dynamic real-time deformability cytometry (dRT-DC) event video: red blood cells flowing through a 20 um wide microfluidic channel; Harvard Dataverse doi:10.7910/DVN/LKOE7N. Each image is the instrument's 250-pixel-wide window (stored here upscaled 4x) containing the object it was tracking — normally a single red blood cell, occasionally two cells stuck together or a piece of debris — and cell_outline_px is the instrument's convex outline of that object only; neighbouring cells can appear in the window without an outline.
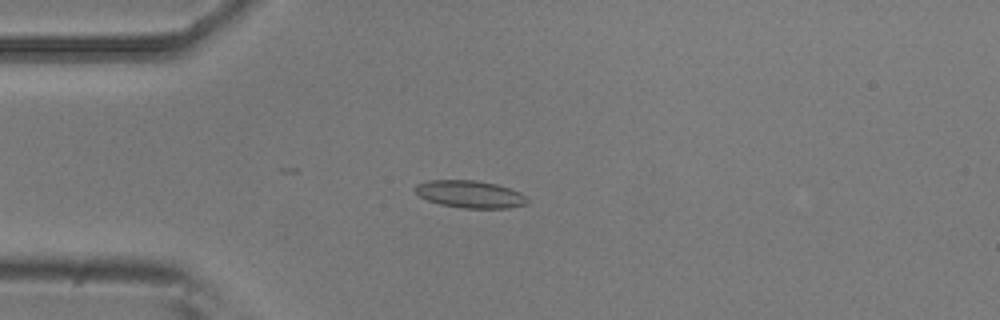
{"species": "common noctule bat (a hibernating species)", "species_latin": "Nyctalus noctula", "temperature_condition": "room temperature", "stored_images_in_passage": 6, "camera_frame_rate_fps": 3000, "um_per_image_px": 0.085, "animal": {"sex": "male", "body_mass_g": 20.5, "forearm_length_mm": 52.5}, "frame": {"image": 1, "passage_image": 3, "time_ms": 0.667, "image_size_px": [1000, 320], "cell_outline_px": [[528, 204], [508, 208], [464, 208], [440, 204], [428, 200], [420, 196], [412, 188], [416, 184], [428, 180], [476, 180], [496, 184], [520, 192], [528, 200]], "centroid_in_image_um": [39.93, 16.5], "position_along_channel_um": 45.1, "area_um2": 17.86}}
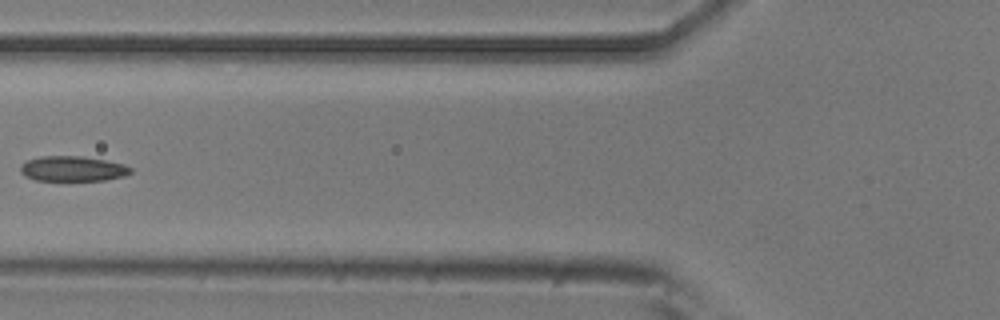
{"frame": {"image": 2, "passage_image": 5, "time_ms": 1.333, "image_size_px": [1000, 320], "cell_outline_px": [[132, 172], [124, 176], [104, 180], [36, 180], [24, 176], [20, 172], [20, 164], [28, 160], [40, 156], [84, 156], [124, 164], [132, 168]], "centroid_in_image_um": [6.16, 14.33], "position_along_channel_um": 119.6, "area_um2": 16.18}}
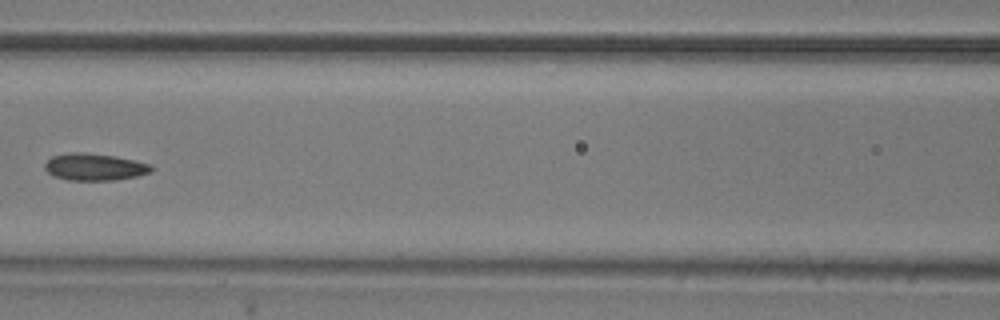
{"frame": {"image": 3, "passage_image": 6, "time_ms": 1.667, "image_size_px": [1000, 320], "cell_outline_px": [[156, 168], [152, 172], [136, 176], [116, 180], [68, 180], [52, 176], [44, 168], [44, 164], [52, 156], [68, 152], [80, 152], [116, 156], [152, 164]], "centroid_in_image_um": [8.06, 14.19], "position_along_channel_um": 158.5, "area_um2": 16.99}}